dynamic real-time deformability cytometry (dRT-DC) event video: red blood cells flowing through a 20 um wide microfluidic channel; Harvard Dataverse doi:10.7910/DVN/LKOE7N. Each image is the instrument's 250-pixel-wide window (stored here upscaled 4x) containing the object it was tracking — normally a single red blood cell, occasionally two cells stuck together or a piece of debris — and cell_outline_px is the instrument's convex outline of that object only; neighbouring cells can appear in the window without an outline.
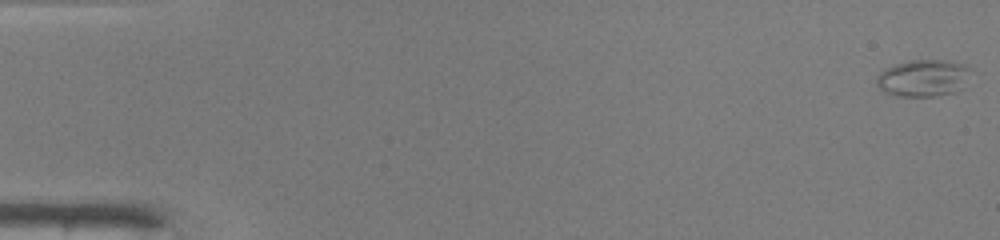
{"species": "common noctule bat (a hibernating species)", "species_latin": "Nyctalus noctula", "temperature_condition": "warm", "stored_images_in_passage": 49, "camera_frame_rate_fps": 3000, "um_per_image_px": 0.085, "animal": {"sex": "male", "body_mass_g": 19.0, "forearm_length_mm": 50.8}, "frame": {"image": 1, "passage_image": 1, "time_ms": 0.0, "image_size_px": [1000, 240], "cell_outline_px": [[972, 68], [964, 88], [956, 92], [936, 96], [900, 96], [884, 92], [876, 84], [876, 76], [884, 68], [896, 64], [912, 60], [940, 60], [964, 64]], "centroid_in_image_um": [78.5, 6.64], "position_along_channel_um": 6.5, "area_um2": 20.46}}
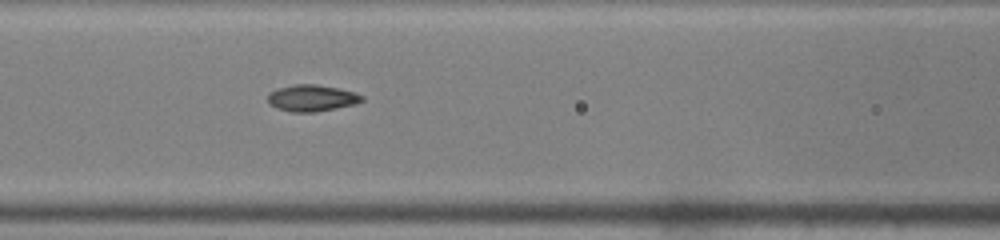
{"frame": {"image": 2, "passage_image": 22, "time_ms": 7.0, "image_size_px": [1000, 240], "cell_outline_px": [[364, 100], [352, 104], [336, 108], [316, 112], [292, 112], [276, 108], [268, 104], [268, 92], [280, 88], [296, 84], [316, 84], [356, 92], [364, 96]], "centroid_in_image_um": [26.48, 8.34], "position_along_channel_um": 140.1, "area_um2": 14.51}}
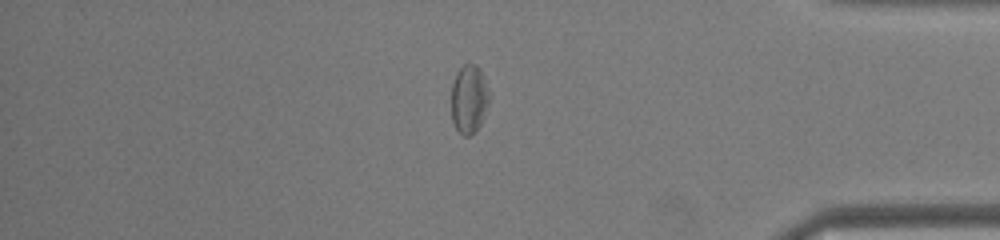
{"frame": {"image": 3, "passage_image": 42, "time_ms": 13.667, "image_size_px": [1000, 240], "cell_outline_px": [[488, 104], [480, 124], [468, 136], [464, 136], [456, 128], [452, 120], [452, 84], [456, 72], [464, 64], [476, 64], [480, 68], [488, 92]], "centroid_in_image_um": [39.84, 8.39], "position_along_channel_um": 395.4, "area_um2": 14.74}, "authors_computed_cell_mechanics": {"area_um2": 15.2592, "velocity_mm_per_s": 4.2073, "shape_relaxation_time_tau1_ms": 5.8635, "shape_relaxation_time_tau2_ms": 1.3666, "deformation_change_tau1": 0.1601, "deformation_change_tau2": 0.0658}}